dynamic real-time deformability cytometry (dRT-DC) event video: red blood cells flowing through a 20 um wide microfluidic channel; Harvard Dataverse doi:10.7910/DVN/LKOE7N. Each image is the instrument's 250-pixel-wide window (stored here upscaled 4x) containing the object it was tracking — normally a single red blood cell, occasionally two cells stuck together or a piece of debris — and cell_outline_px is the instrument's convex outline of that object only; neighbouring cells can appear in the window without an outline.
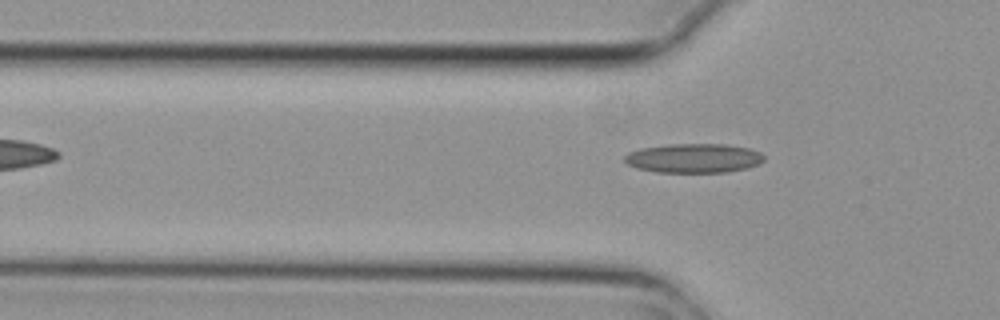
{"species": "common noctule bat (a hibernating species)", "species_latin": "Nyctalus noctula", "temperature_condition": "cold", "stored_images_in_passage": 5, "camera_frame_rate_fps": 3000, "um_per_image_px": 0.085, "animal": {"sex": "female", "body_mass_g": 29.2, "forearm_length_mm": 56.3}, "frame": {"image": 1, "passage_image": 5, "time_ms": 1.333, "image_size_px": [1000, 320], "cell_outline_px": [[764, 160], [748, 168], [728, 172], [656, 172], [636, 168], [628, 164], [624, 160], [624, 156], [628, 152], [640, 148], [672, 144], [724, 144], [748, 148], [760, 152], [764, 156]], "centroid_in_image_um": [58.95, 13.44], "position_along_channel_um": 66.9, "area_um2": 23.76}}